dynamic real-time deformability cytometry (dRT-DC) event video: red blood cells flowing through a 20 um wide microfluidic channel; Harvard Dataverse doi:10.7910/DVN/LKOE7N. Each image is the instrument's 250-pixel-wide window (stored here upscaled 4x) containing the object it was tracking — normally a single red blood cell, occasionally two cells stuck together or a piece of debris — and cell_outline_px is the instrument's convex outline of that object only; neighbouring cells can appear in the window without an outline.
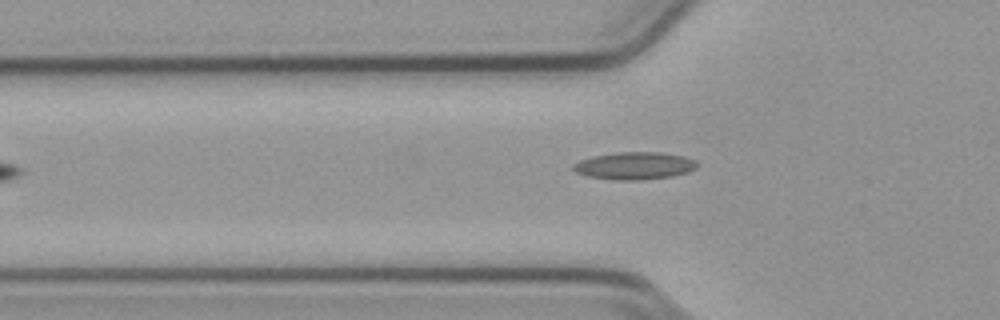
{"species": "common noctule bat (a hibernating species)", "species_latin": "Nyctalus noctula", "temperature_condition": "cold", "stored_images_in_passage": 33, "camera_frame_rate_fps": 3000, "um_per_image_px": 0.085, "animal": {"sex": "male", "body_mass_g": 23.1, "forearm_length_mm": 52.7}, "frame": {"image": 1, "passage_image": 3, "time_ms": 0.667, "image_size_px": [1000, 320], "cell_outline_px": [[696, 168], [688, 172], [672, 176], [640, 180], [616, 180], [588, 176], [576, 172], [572, 168], [572, 164], [580, 160], [592, 156], [616, 152], [660, 152], [684, 156], [696, 160]], "centroid_in_image_um": [53.92, 14.08], "position_along_channel_um": 71.9, "area_um2": 19.83}}
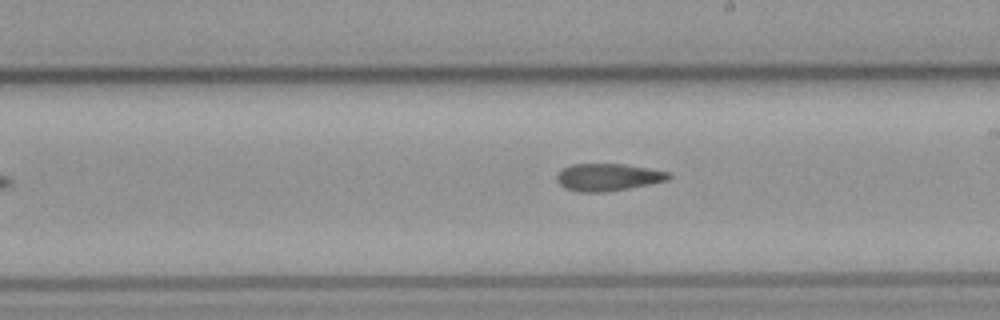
{"frame": {"image": 2, "passage_image": 16, "time_ms": 5.0, "image_size_px": [1000, 320], "cell_outline_px": [[672, 176], [668, 180], [608, 192], [580, 192], [564, 188], [556, 180], [556, 176], [564, 168], [572, 164], [624, 164], [648, 168], [668, 172]], "centroid_in_image_um": [51.67, 15.06], "position_along_channel_um": 237.3, "area_um2": 17.69}}
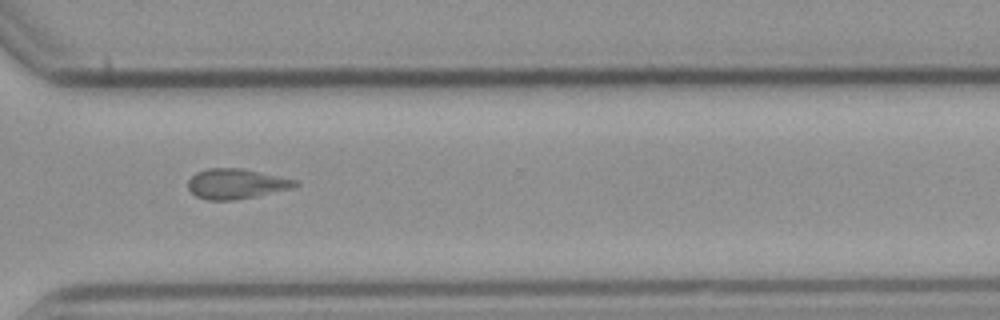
{"frame": {"image": 3, "passage_image": 25, "time_ms": 8.0, "image_size_px": [1000, 320], "cell_outline_px": [[300, 184], [292, 188], [256, 196], [236, 200], [208, 200], [196, 196], [188, 188], [188, 180], [196, 172], [208, 168], [240, 168], [296, 180]], "centroid_in_image_um": [20.05, 15.63], "position_along_channel_um": 350.6, "area_um2": 18.61}, "authors_computed_cell_mechanics": {"area_um2": 18.2648, "velocity_mm_per_s": 3.7862, "shape_relaxation_time_tau1_ms": null, "shape_relaxation_time_tau2_ms": 3.8255, "deformation_change_tau1": null, "deformation_change_tau2": 0.11}}